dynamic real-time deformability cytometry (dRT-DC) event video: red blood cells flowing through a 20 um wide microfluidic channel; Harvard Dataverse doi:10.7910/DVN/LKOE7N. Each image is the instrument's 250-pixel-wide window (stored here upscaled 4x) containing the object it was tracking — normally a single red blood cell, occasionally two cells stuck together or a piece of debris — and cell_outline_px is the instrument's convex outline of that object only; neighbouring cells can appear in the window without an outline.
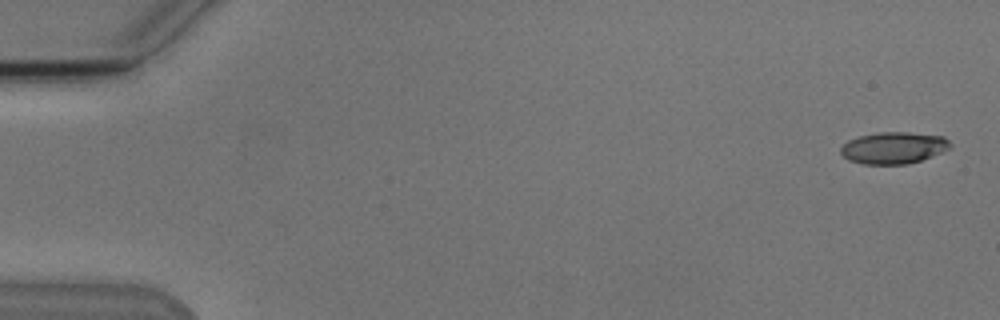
{"species": "Egyptian fruit bat (a non-hibernating species)", "species_latin": "Rousettus aegyptiacus", "temperature_condition": "cold", "stored_images_in_passage": 47, "camera_frame_rate_fps": 3000, "um_per_image_px": 0.085, "animal": {"sex": "male"}, "frame": {"image": 1, "passage_image": 1, "time_ms": 0.0, "image_size_px": [1000, 320], "cell_outline_px": [[952, 144], [948, 148], [932, 156], [908, 164], [864, 164], [848, 160], [840, 152], [840, 148], [848, 140], [860, 136], [880, 132], [908, 132], [944, 136]], "centroid_in_image_um": [75.94, 12.56], "position_along_channel_um": 9.1, "area_um2": 20.11}}
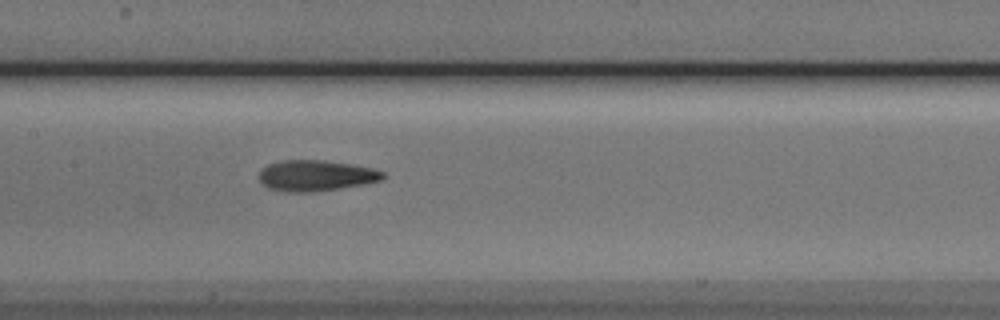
{"frame": {"image": 2, "passage_image": 26, "time_ms": 8.333, "image_size_px": [1000, 320], "cell_outline_px": [[384, 176], [380, 180], [364, 184], [312, 192], [288, 192], [268, 188], [260, 180], [260, 172], [268, 164], [280, 160], [324, 160], [372, 168], [384, 172]], "centroid_in_image_um": [26.83, 14.92], "position_along_channel_um": 180.6, "area_um2": 21.96}}
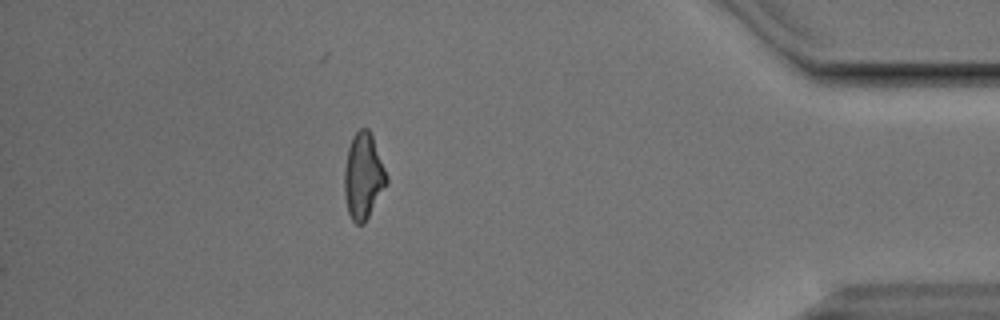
{"frame": {"image": 3, "passage_image": 47, "time_ms": 15.333, "image_size_px": [1000, 320], "cell_outline_px": [[388, 180], [364, 224], [356, 224], [352, 220], [348, 212], [344, 196], [344, 168], [348, 148], [352, 136], [360, 128], [368, 128], [372, 136], [388, 176]], "centroid_in_image_um": [30.86, 14.96], "position_along_channel_um": 404.3, "area_um2": 20.98}, "authors_computed_cell_mechanics": {"area_um2": 21.386, "velocity_mm_per_s": 3.8245, "shape_relaxation_time_tau1_ms": 3.1307, "shape_relaxation_time_tau2_ms": 2.2977, "deformation_change_tau1": 0.1618, "deformation_change_tau2": 0.1174}}